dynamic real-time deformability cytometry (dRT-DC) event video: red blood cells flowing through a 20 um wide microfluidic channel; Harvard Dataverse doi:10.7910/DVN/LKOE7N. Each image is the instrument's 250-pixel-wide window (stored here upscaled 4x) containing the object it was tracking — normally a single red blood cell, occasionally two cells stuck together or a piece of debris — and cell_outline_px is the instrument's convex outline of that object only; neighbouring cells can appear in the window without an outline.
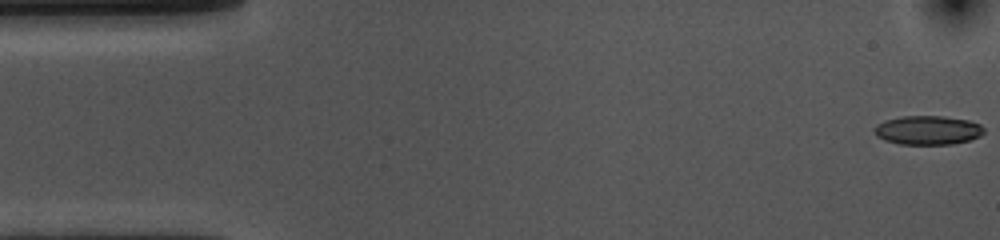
{"species": "common noctule bat (a hibernating species)", "species_latin": "Nyctalus noctula", "temperature_condition": "cold", "stored_images_in_passage": 54, "camera_frame_rate_fps": 3000, "um_per_image_px": 0.085, "animal": {"sex": "female", "body_mass_g": 10.0, "forearm_length_mm": 53.1}, "frame": {"image": 1, "passage_image": 1, "time_ms": 0.0, "image_size_px": [1000, 240], "cell_outline_px": [[984, 132], [980, 136], [968, 140], [952, 144], [900, 144], [884, 140], [876, 136], [876, 124], [884, 120], [900, 116], [944, 116], [968, 120], [980, 124], [984, 128]], "centroid_in_image_um": [78.86, 11.06], "position_along_channel_um": 6.1, "area_um2": 18.5}}
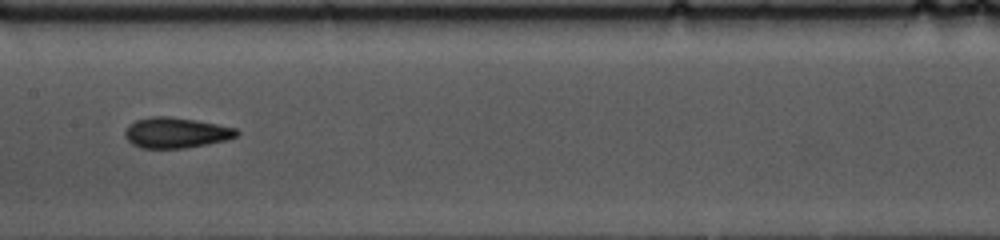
{"frame": {"image": 2, "passage_image": 26, "time_ms": 8.333, "image_size_px": [1000, 240], "cell_outline_px": [[240, 132], [236, 136], [228, 140], [184, 148], [140, 148], [132, 144], [124, 136], [124, 132], [136, 120], [152, 116], [168, 116], [196, 120], [236, 128]], "centroid_in_image_um": [14.97, 11.28], "position_along_channel_um": 192.4, "area_um2": 19.77}}
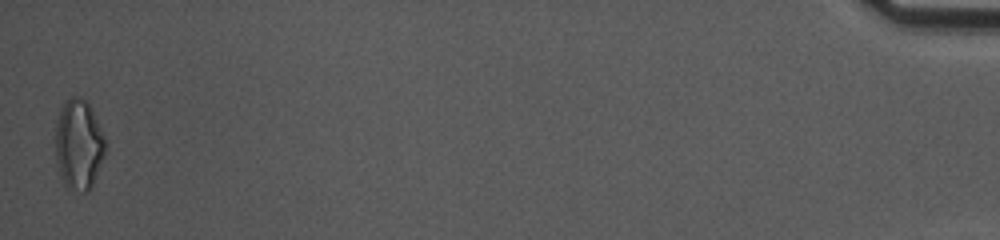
{"frame": {"image": 3, "passage_image": 54, "time_ms": 17.667, "image_size_px": [1000, 240], "cell_outline_px": [[104, 156], [92, 184], [88, 192], [84, 192], [68, 188], [64, 184], [56, 164], [56, 124], [60, 108], [72, 96], [80, 96], [88, 104], [96, 120], [104, 140]], "centroid_in_image_um": [6.65, 12.31], "position_along_channel_um": 428.5, "area_um2": 25.61}, "authors_computed_cell_mechanics": {"area_um2": 19.1318, "velocity_mm_per_s": 3.6186, "shape_relaxation_time_tau1_ms": 3.8203, "shape_relaxation_time_tau2_ms": 2.3648, "deformation_change_tau1": 0.1336, "deformation_change_tau2": 0.0978}}